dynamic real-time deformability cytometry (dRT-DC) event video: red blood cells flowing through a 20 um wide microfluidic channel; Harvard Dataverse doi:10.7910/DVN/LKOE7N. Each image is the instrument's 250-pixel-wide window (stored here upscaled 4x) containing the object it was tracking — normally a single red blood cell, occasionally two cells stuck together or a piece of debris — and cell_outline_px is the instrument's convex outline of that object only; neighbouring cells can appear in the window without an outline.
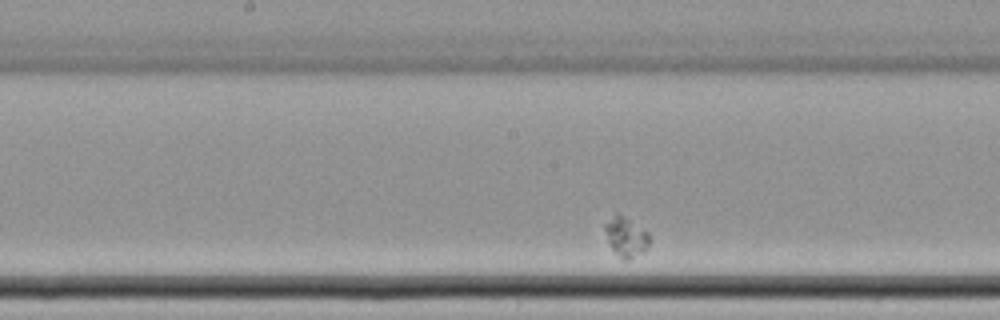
{"species": "common noctule bat (a hibernating species)", "species_latin": "Nyctalus noctula", "temperature_condition": "cold", "stored_images_in_passage": 31, "camera_frame_rate_fps": 3000, "um_per_image_px": 0.085, "animal": {"sex": "female", "body_mass_g": 22.7, "forearm_length_mm": 54.2}, "frame": {"image": 1, "passage_image": 14, "time_ms": 4.333, "image_size_px": [1000, 320], "cell_outline_px": [[652, 240], [648, 248], [644, 252], [628, 260], [624, 260], [608, 244], [604, 228], [604, 224], [616, 212], [648, 232]], "centroid_in_image_um": [53.23, 20.15], "position_along_channel_um": 195.0, "area_um2": 10.29}}